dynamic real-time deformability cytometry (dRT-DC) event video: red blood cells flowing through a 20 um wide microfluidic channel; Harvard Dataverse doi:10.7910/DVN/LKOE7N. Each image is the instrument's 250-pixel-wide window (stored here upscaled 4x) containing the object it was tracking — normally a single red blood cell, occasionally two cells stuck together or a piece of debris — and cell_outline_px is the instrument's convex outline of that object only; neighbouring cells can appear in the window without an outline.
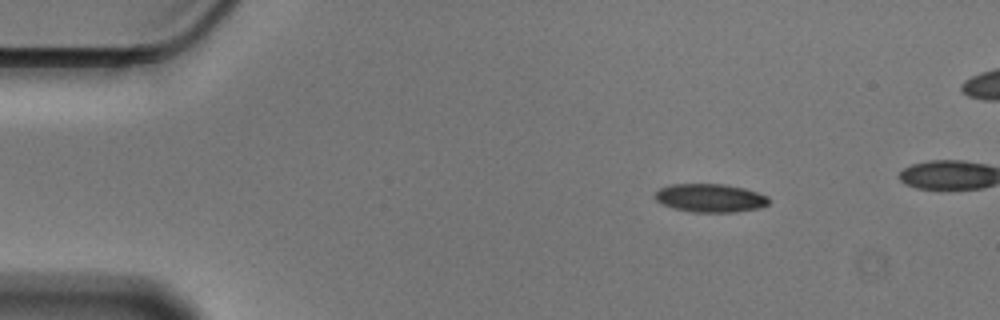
{"species": "Egyptian fruit bat (a non-hibernating species)", "species_latin": "Rousettus aegyptiacus", "temperature_condition": "cold", "stored_images_in_passage": 44, "camera_frame_rate_fps": 3000, "um_per_image_px": 0.085, "animal": {"sex": "male"}, "frame": {"image": 1, "passage_image": 1, "time_ms": 0.0, "image_size_px": [1000, 320], "cell_outline_px": [[768, 204], [760, 208], [736, 212], [692, 212], [672, 208], [660, 204], [652, 196], [660, 188], [672, 184], [724, 184], [744, 188], [768, 196]], "centroid_in_image_um": [60.33, 16.83], "position_along_channel_um": 24.7, "area_um2": 18.96}}
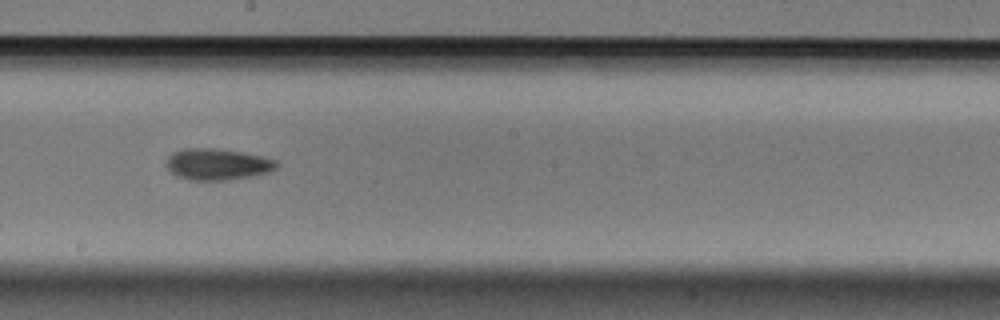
{"frame": {"image": 2, "passage_image": 24, "time_ms": 7.667, "image_size_px": [1000, 320], "cell_outline_px": [[280, 164], [276, 168], [268, 172], [256, 176], [232, 180], [188, 180], [176, 176], [164, 164], [168, 156], [172, 152], [184, 148], [212, 148], [240, 152], [260, 156], [276, 160]], "centroid_in_image_um": [18.46, 13.97], "position_along_channel_um": 229.7, "area_um2": 20.4}}
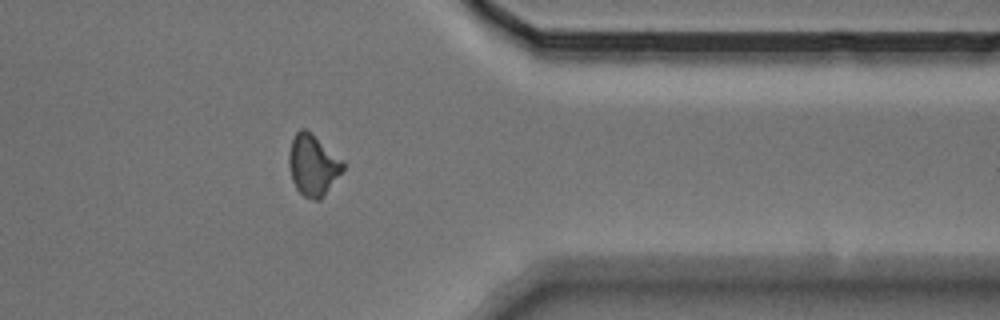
{"frame": {"image": 3, "passage_image": 38, "time_ms": 12.333, "image_size_px": [1000, 320], "cell_outline_px": [[344, 168], [320, 200], [316, 200], [304, 196], [296, 188], [292, 180], [288, 164], [288, 152], [292, 136], [300, 128], [304, 128], [344, 160]], "centroid_in_image_um": [26.57, 14.01], "position_along_channel_um": 384.8, "area_um2": 19.13}}